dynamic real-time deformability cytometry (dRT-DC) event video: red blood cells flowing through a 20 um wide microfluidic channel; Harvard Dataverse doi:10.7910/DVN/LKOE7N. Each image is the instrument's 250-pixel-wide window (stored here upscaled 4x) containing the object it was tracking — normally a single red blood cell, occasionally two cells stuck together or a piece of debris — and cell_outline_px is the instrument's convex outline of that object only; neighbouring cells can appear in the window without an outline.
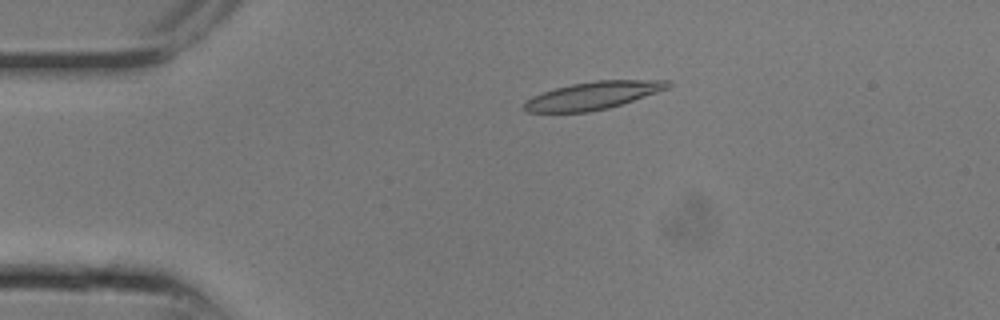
{"species": "common noctule bat (a hibernating species)", "species_latin": "Nyctalus noctula", "temperature_condition": "room temperature", "stored_images_in_passage": 5, "camera_frame_rate_fps": 3000, "um_per_image_px": 0.085, "animal": {"sex": "male", "body_mass_g": 13.3}, "frame": {"image": 1, "passage_image": 2, "time_ms": 0.333, "image_size_px": [1000, 320], "cell_outline_px": [[672, 84], [668, 88], [608, 108], [588, 112], [528, 112], [524, 108], [524, 100], [532, 96], [556, 88], [572, 84], [596, 80], [672, 80]], "centroid_in_image_um": [50.39, 8.11], "position_along_channel_um": 34.6, "area_um2": 22.89}}